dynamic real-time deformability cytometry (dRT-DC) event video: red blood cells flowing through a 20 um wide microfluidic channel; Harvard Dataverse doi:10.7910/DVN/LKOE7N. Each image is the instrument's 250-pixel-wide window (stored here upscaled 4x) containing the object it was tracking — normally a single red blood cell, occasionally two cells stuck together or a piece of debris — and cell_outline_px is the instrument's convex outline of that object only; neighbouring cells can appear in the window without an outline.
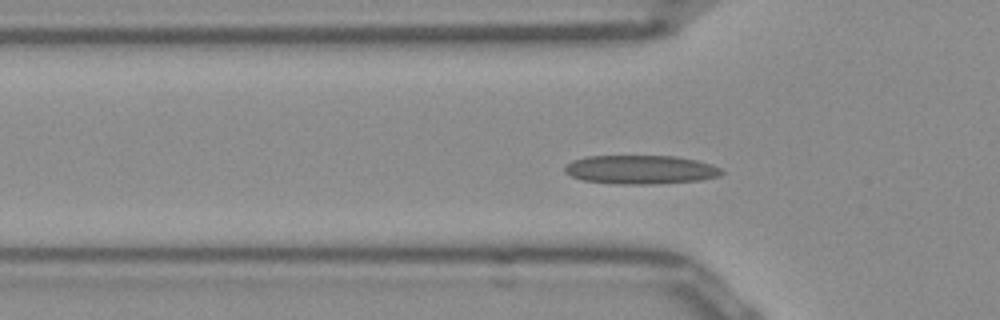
{"species": "Egyptian fruit bat (a non-hibernating species)", "species_latin": "Rousettus aegyptiacus", "temperature_condition": "room temperature", "stored_images_in_passage": 42, "camera_frame_rate_fps": 3000, "um_per_image_px": 0.085, "frame": {"image": 1, "passage_image": 14, "time_ms": 4.333, "image_size_px": [1000, 320], "cell_outline_px": [[724, 172], [720, 176], [700, 180], [652, 184], [616, 184], [584, 180], [572, 176], [564, 172], [564, 164], [572, 160], [584, 156], [676, 156], [696, 160], [712, 164], [720, 168]], "centroid_in_image_um": [54.43, 14.41], "position_along_channel_um": 71.4, "area_um2": 26.47}}
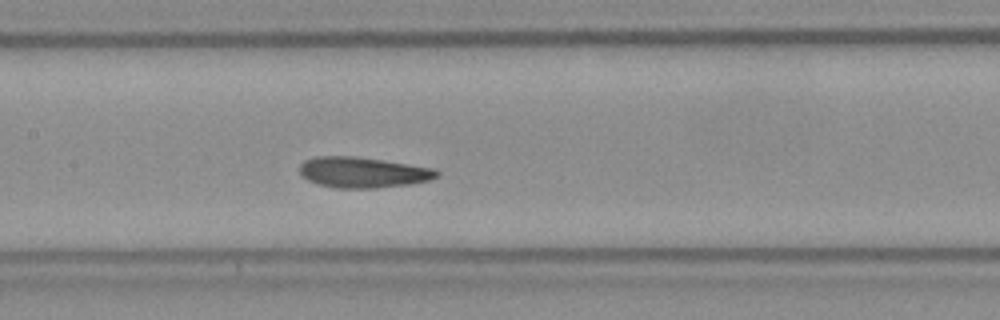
{"frame": {"image": 2, "passage_image": 22, "time_ms": 7.0, "image_size_px": [1000, 320], "cell_outline_px": [[440, 176], [428, 180], [408, 184], [376, 188], [336, 188], [320, 184], [308, 180], [300, 172], [300, 164], [304, 160], [316, 156], [356, 156], [384, 160], [436, 168], [440, 172]], "centroid_in_image_um": [30.88, 14.64], "position_along_channel_um": 176.5, "area_um2": 24.57}}
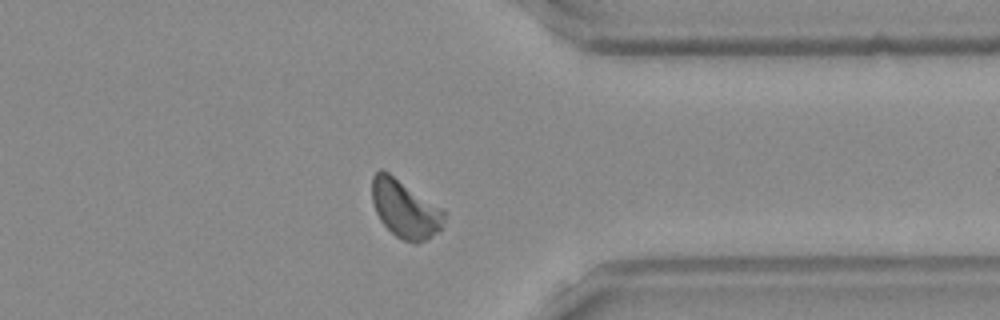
{"frame": {"image": 3, "passage_image": 38, "time_ms": 12.333, "image_size_px": [1000, 320], "cell_outline_px": [[448, 212], [440, 228], [428, 240], [416, 244], [404, 240], [396, 236], [380, 220], [376, 212], [372, 200], [372, 176], [380, 168], [388, 172], [444, 208]], "centroid_in_image_um": [34.46, 17.75], "position_along_channel_um": 376.9, "area_um2": 24.57}, "authors_computed_cell_mechanics": {"area_um2": 24.1893, "velocity_mm_per_s": 3.9103, "shape_relaxation_time_tau1_ms": 6.0481, "shape_relaxation_time_tau2_ms": 1.7396, "deformation_change_tau1": 0.1418, "deformation_change_tau2": 0.0824}}